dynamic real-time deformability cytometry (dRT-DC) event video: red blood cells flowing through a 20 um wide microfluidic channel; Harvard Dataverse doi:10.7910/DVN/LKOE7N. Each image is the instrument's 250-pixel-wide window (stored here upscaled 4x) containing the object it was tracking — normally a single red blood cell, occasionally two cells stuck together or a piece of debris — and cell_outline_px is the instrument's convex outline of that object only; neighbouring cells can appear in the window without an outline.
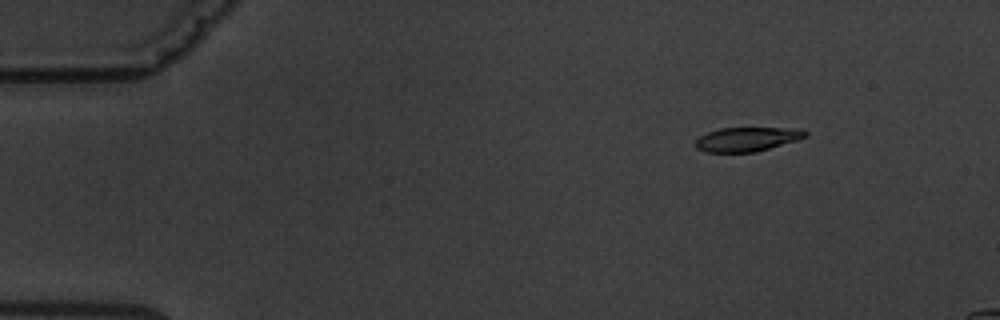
{"species": "common noctule bat (a hibernating species)", "species_latin": "Nyctalus noctula", "temperature_condition": "warm", "stored_images_in_passage": 6, "camera_frame_rate_fps": 3000, "um_per_image_px": 0.085, "animal": {"sex": "male", "body_mass_g": 19.5, "forearm_length_mm": 54.6}, "frame": {"image": 1, "passage_image": 3, "time_ms": 2.333, "image_size_px": [1000, 320], "cell_outline_px": [[808, 136], [796, 140], [756, 152], [704, 152], [696, 148], [696, 140], [700, 136], [708, 132], [720, 128], [796, 128], [808, 132]], "centroid_in_image_um": [63.49, 11.83], "position_along_channel_um": 21.5, "area_um2": 15.37}}